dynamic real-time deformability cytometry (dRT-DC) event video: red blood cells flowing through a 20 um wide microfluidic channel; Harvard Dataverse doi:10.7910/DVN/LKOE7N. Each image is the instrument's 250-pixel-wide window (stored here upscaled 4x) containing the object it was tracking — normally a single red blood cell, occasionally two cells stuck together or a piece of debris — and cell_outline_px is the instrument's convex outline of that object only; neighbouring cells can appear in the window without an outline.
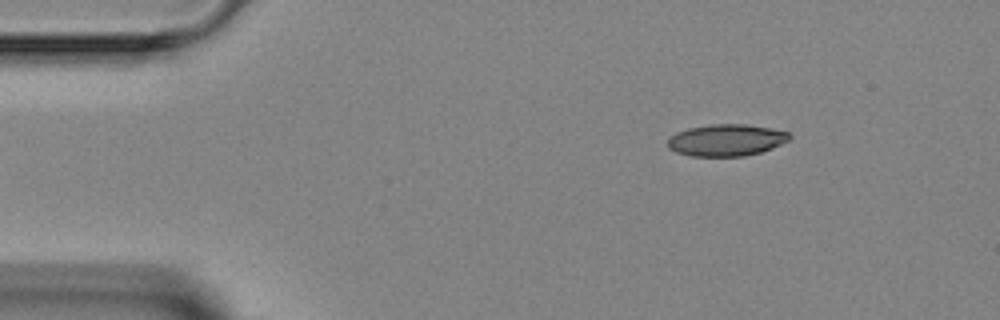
{"species": "Egyptian fruit bat (a non-hibernating species)", "species_latin": "Rousettus aegyptiacus", "temperature_condition": "room temperature", "stored_images_in_passage": 2, "camera_frame_rate_fps": 3000, "um_per_image_px": 0.085, "animal": {"sex": "female"}, "frame": {"image": 1, "passage_image": 2, "time_ms": 1.333, "image_size_px": [1000, 320], "cell_outline_px": [[792, 136], [788, 140], [772, 148], [760, 152], [744, 156], [692, 156], [676, 152], [668, 148], [668, 136], [676, 132], [688, 128], [712, 124], [744, 124], [772, 128], [788, 132]], "centroid_in_image_um": [61.71, 11.9], "position_along_channel_um": 23.3, "area_um2": 22.6}}